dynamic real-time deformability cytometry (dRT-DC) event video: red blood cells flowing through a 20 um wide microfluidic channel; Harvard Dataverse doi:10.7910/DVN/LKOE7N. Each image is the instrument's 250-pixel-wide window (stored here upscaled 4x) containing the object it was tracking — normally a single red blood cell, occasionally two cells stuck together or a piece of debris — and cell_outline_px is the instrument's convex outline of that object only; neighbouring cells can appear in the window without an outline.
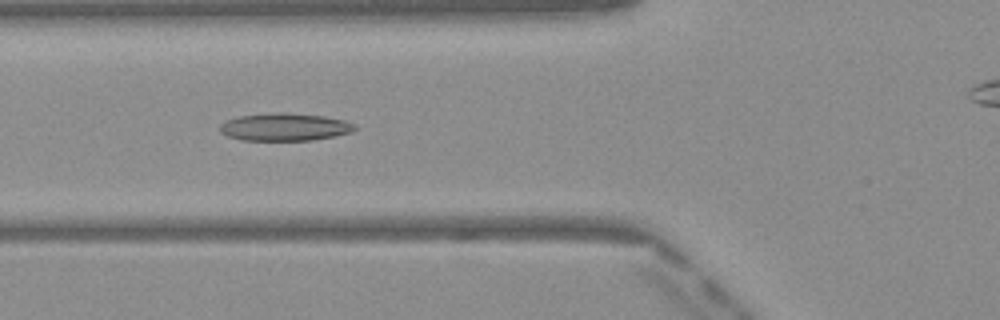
{"species": "Egyptian fruit bat (a non-hibernating species)", "species_latin": "Rousettus aegyptiacus", "temperature_condition": "warm", "stored_images_in_passage": 43, "camera_frame_rate_fps": 3000, "um_per_image_px": 0.085, "frame": {"image": 1, "passage_image": 11, "time_ms": 3.333, "image_size_px": [1000, 320], "cell_outline_px": [[356, 128], [352, 132], [336, 136], [312, 140], [240, 140], [228, 136], [220, 132], [220, 124], [224, 120], [236, 116], [276, 112], [280, 112], [324, 116], [344, 120], [352, 124]], "centroid_in_image_um": [24.15, 10.79], "position_along_channel_um": 101.6, "area_um2": 21.79}}
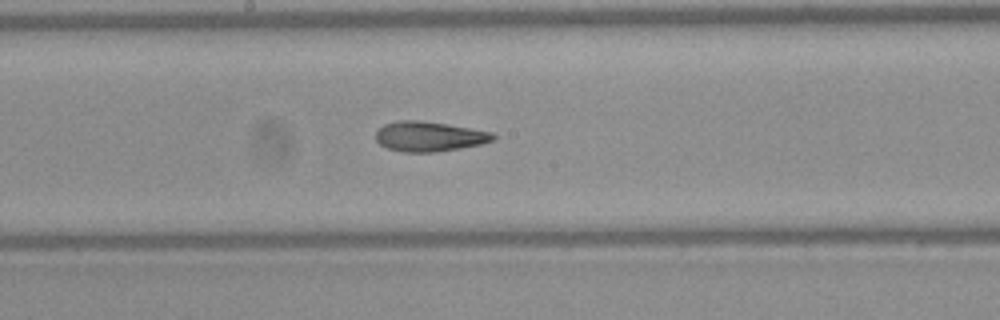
{"frame": {"image": 2, "passage_image": 19, "time_ms": 6.0, "image_size_px": [1000, 320], "cell_outline_px": [[496, 136], [492, 140], [480, 144], [436, 152], [404, 152], [388, 148], [380, 144], [376, 140], [376, 132], [384, 124], [400, 120], [420, 120], [448, 124], [492, 132]], "centroid_in_image_um": [36.46, 11.59], "position_along_channel_um": 211.7, "area_um2": 20.29}}
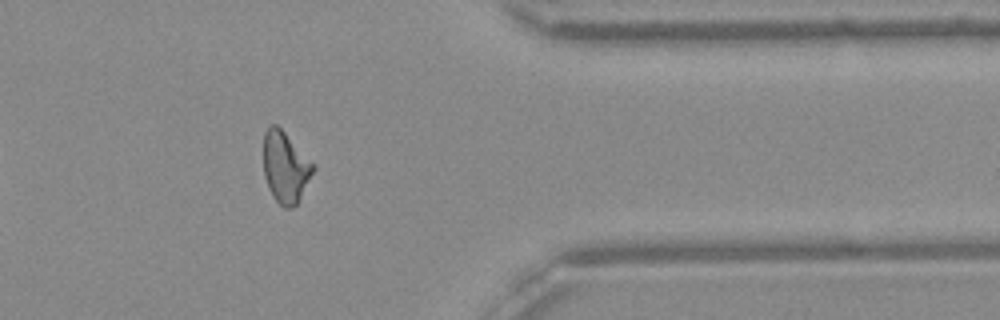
{"frame": {"image": 3, "passage_image": 33, "time_ms": 10.667, "image_size_px": [1000, 320], "cell_outline_px": [[316, 168], [296, 204], [292, 208], [284, 208], [272, 196], [268, 188], [264, 176], [264, 132], [272, 124], [276, 124], [284, 132]], "centroid_in_image_um": [24.23, 14.24], "position_along_channel_um": 387.2, "area_um2": 20.11}, "authors_computed_cell_mechanics": {"area_um2": 20.7502, "velocity_mm_per_s": 4.1079, "shape_relaxation_time_tau1_ms": null, "shape_relaxation_time_tau2_ms": 3.904, "deformation_change_tau1": null, "deformation_change_tau2": 0.128}}